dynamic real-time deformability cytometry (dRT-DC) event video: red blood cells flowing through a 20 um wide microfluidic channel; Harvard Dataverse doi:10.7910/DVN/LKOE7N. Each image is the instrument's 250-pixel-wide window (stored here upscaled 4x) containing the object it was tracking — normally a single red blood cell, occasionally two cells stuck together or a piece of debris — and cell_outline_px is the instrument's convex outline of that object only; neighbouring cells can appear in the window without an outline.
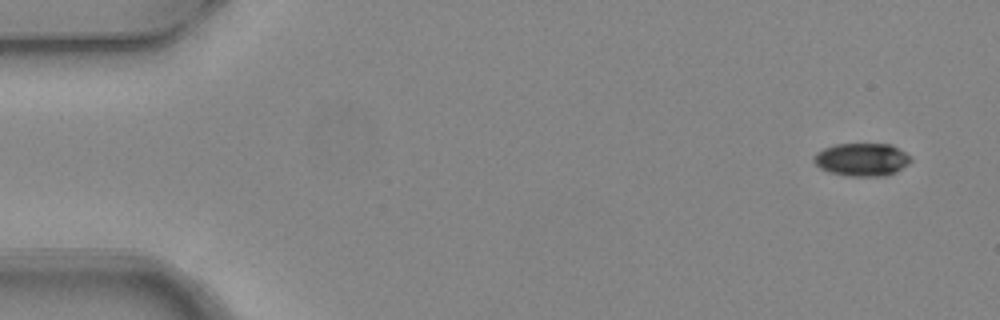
{"species": "common noctule bat (a hibernating species)", "species_latin": "Nyctalus noctula", "temperature_condition": "warm", "stored_images_in_passage": 2, "segment_of_instrument_passage": [2, 2], "camera_frame_rate_fps": 3000, "um_per_image_px": 0.085, "animal": {"sex": "female", "body_mass_g": 24.6, "forearm_length_mm": 56.2}, "frame": {"image": 1, "passage_image": 2, "time_ms": 0.333, "image_size_px": [1000, 320], "cell_outline_px": [[912, 160], [908, 164], [896, 172], [888, 176], [848, 176], [828, 172], [820, 168], [812, 160], [812, 156], [816, 152], [824, 148], [836, 144], [892, 144], [912, 156]], "centroid_in_image_um": [73.26, 13.56], "position_along_channel_um": 11.7, "area_um2": 18.9}}